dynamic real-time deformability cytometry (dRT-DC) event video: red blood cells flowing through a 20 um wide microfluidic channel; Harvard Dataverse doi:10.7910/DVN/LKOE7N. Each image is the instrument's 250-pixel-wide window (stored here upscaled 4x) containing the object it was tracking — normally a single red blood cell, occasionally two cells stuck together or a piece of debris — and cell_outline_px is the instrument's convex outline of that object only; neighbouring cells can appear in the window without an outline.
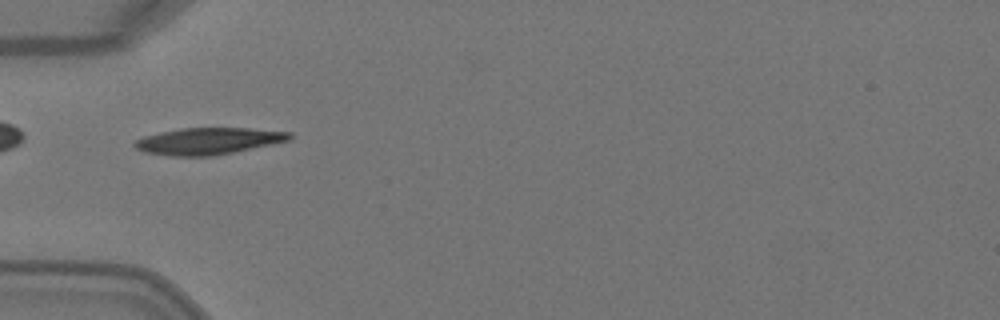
{"species": "Egyptian fruit bat (a non-hibernating species)", "species_latin": "Rousettus aegyptiacus", "temperature_condition": "warm", "stored_images_in_passage": 6, "camera_frame_rate_fps": 3000, "um_per_image_px": 0.085, "animal": {"sex": "female"}, "frame": {"image": 1, "passage_image": 6, "time_ms": 1.667, "image_size_px": [1000, 320], "cell_outline_px": [[292, 136], [288, 140], [272, 144], [216, 156], [172, 156], [144, 152], [136, 148], [132, 144], [136, 140], [144, 136], [160, 132], [180, 128], [248, 128], [292, 132]], "centroid_in_image_um": [17.69, 11.99], "position_along_channel_um": 67.3, "area_um2": 24.16}}